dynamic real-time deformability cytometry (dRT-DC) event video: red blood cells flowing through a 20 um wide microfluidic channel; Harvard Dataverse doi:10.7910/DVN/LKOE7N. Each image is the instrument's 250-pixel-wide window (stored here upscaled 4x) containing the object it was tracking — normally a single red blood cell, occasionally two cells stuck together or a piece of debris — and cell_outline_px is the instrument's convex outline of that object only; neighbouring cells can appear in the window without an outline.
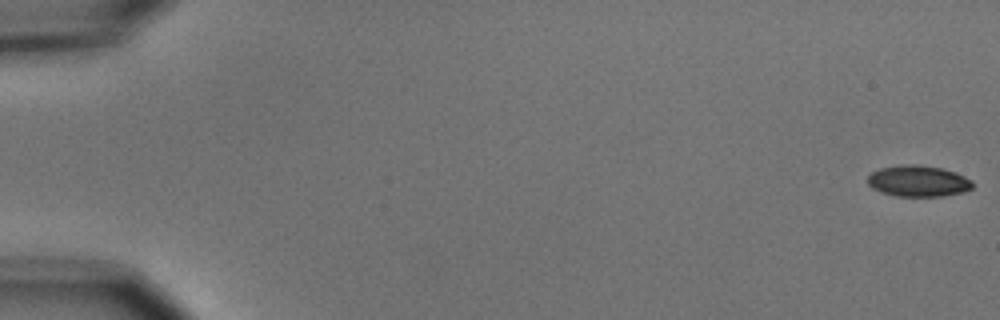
{"species": "common noctule bat (a hibernating species)", "species_latin": "Nyctalus noctula", "temperature_condition": "cold", "stored_images_in_passage": 5, "camera_frame_rate_fps": 3000, "um_per_image_px": 0.085, "animal": {"sex": "male", "body_mass_g": 15.6}, "frame": {"image": 1, "passage_image": 1, "time_ms": 0.0, "image_size_px": [1000, 320], "cell_outline_px": [[972, 188], [964, 192], [944, 196], [896, 196], [880, 192], [872, 188], [868, 184], [868, 176], [872, 172], [880, 168], [900, 164], [920, 164], [940, 168], [956, 172], [972, 180]], "centroid_in_image_um": [78.04, 15.38], "position_along_channel_um": 7.0, "area_um2": 19.25}}